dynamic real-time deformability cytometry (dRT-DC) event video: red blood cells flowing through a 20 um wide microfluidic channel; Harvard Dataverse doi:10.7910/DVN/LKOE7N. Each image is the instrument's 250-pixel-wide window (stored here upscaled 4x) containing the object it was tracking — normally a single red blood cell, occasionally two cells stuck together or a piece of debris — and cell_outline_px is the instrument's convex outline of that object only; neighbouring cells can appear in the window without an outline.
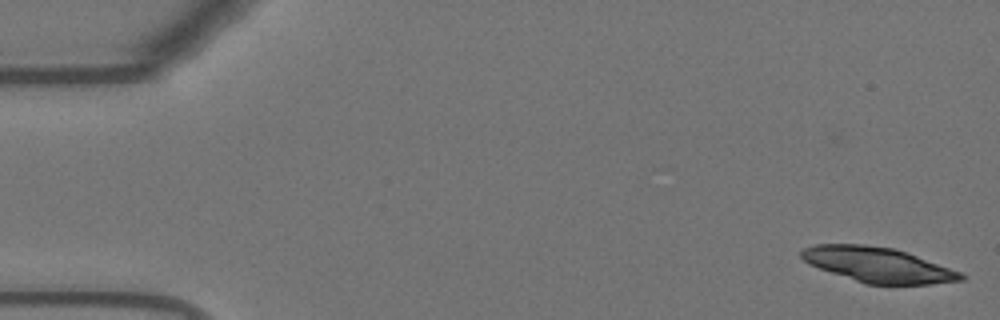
{"species": "Egyptian fruit bat (a non-hibernating species)", "species_latin": "Rousettus aegyptiacus", "temperature_condition": "warm", "stored_images_in_passage": 41, "camera_frame_rate_fps": 3000, "um_per_image_px": 0.085, "animal": {"sex": "female"}, "frame": {"image": 1, "passage_image": 1, "time_ms": 0.0, "image_size_px": [1000, 320], "cell_outline_px": [[968, 276], [964, 280], [928, 284], [864, 284], [808, 264], [800, 256], [800, 252], [804, 248], [812, 244], [864, 244], [892, 248], [908, 252], [964, 272]], "centroid_in_image_um": [74.67, 22.5], "position_along_channel_um": 10.3, "area_um2": 32.89}}
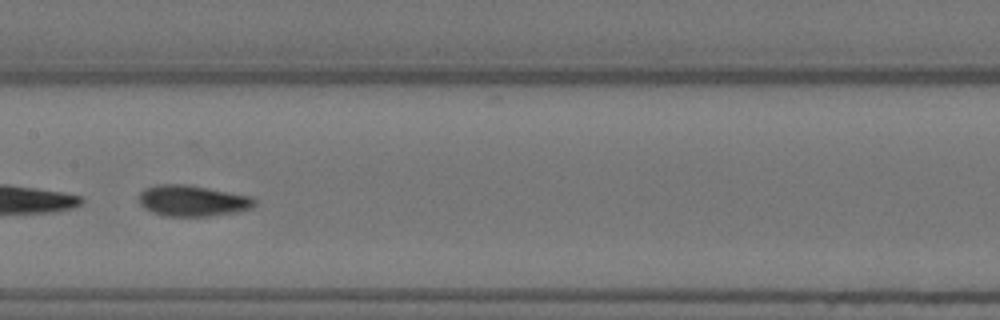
{"frame": {"image": 2, "passage_image": 27, "time_ms": 8.667, "image_size_px": [1000, 320], "cell_outline_px": [[256, 204], [252, 208], [236, 212], [208, 216], [168, 216], [152, 212], [144, 208], [140, 204], [140, 192], [144, 188], [156, 184], [184, 184], [252, 196], [256, 200]], "centroid_in_image_um": [16.37, 17.06], "position_along_channel_um": 191.0, "area_um2": 20.87}}